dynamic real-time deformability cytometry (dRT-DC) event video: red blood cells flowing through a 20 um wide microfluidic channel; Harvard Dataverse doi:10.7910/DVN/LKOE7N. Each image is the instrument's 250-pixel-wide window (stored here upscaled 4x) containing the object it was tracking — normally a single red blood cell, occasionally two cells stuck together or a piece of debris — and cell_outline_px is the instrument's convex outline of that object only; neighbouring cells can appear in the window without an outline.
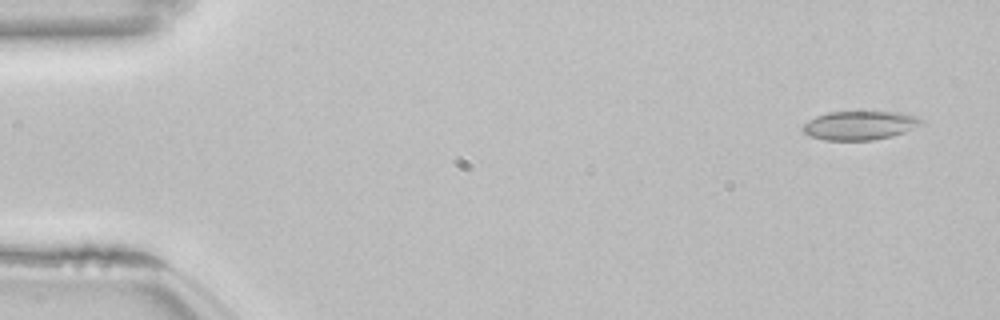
{"species": "common noctule bat (a hibernating species)", "species_latin": "Nyctalus noctula", "temperature_condition": "room temperature", "stored_images_in_passage": 53, "camera_frame_rate_fps": 3000, "um_per_image_px": 0.085, "animal": {"sex": "female", "body_mass_g": 22.7, "forearm_length_mm": 54.2}, "frame": {"image": 1, "passage_image": 3, "time_ms": 0.667, "image_size_px": [1000, 320], "cell_outline_px": [[924, 124], [904, 132], [892, 136], [872, 140], [824, 140], [808, 136], [800, 128], [808, 120], [816, 116], [828, 112], [900, 112], [916, 116], [924, 120]], "centroid_in_image_um": [73.08, 10.66], "position_along_channel_um": 11.9, "area_um2": 20.06}}
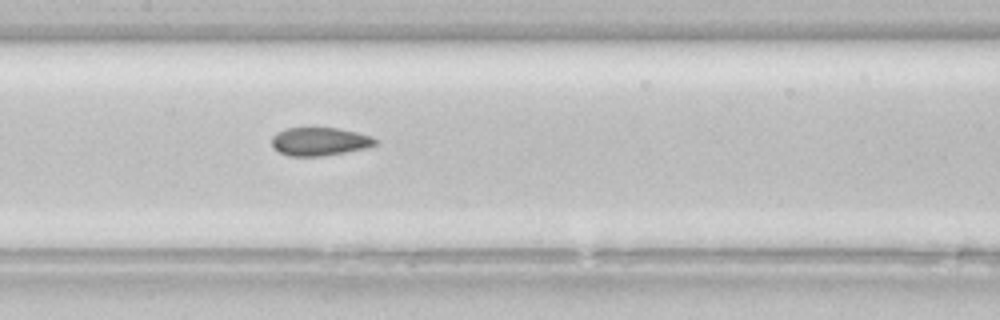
{"frame": {"image": 2, "passage_image": 26, "time_ms": 8.333, "image_size_px": [1000, 320], "cell_outline_px": [[380, 144], [368, 148], [324, 156], [288, 156], [272, 148], [272, 136], [276, 132], [284, 128], [336, 128], [356, 132], [380, 140]], "centroid_in_image_um": [27.18, 12.04], "position_along_channel_um": 180.2, "area_um2": 17.28}}
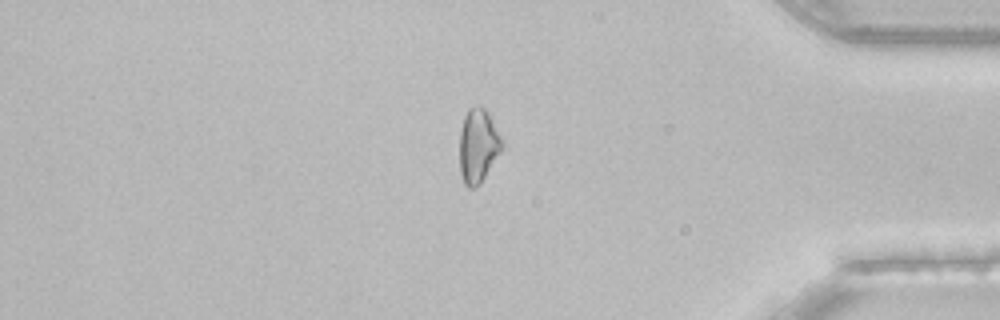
{"frame": {"image": 3, "passage_image": 45, "time_ms": 14.667, "image_size_px": [1000, 320], "cell_outline_px": [[504, 144], [500, 152], [480, 184], [472, 188], [468, 188], [464, 184], [460, 172], [460, 132], [464, 116], [468, 108], [476, 104], [480, 104], [488, 112], [504, 140]], "centroid_in_image_um": [40.65, 12.35], "position_along_channel_um": 394.6, "area_um2": 18.5}, "authors_computed_cell_mechanics": {"area_um2": 18.5538, "velocity_mm_per_s": 3.8564, "shape_relaxation_time_tau1_ms": null, "shape_relaxation_time_tau2_ms": 2.4803, "deformation_change_tau1": null, "deformation_change_tau2": 0.076}}